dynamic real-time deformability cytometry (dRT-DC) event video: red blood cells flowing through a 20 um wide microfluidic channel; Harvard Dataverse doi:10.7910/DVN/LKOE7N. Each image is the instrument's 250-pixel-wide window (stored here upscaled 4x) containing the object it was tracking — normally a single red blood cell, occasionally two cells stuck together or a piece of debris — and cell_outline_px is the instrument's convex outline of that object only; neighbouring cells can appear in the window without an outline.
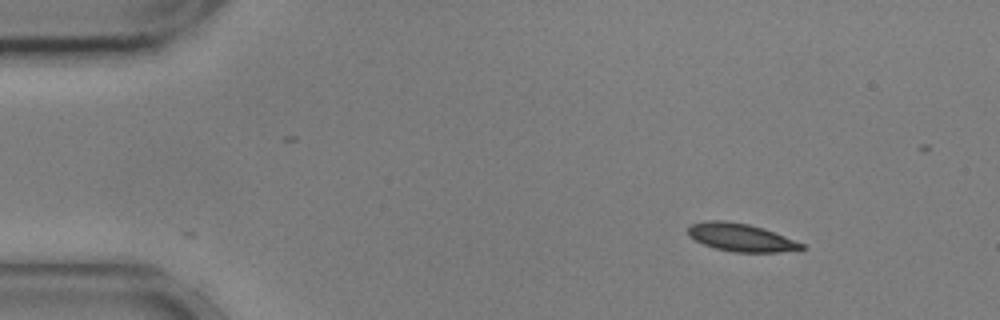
{"species": "common noctule bat (a hibernating species)", "species_latin": "Nyctalus noctula", "temperature_condition": "cold", "stored_images_in_passage": 2, "camera_frame_rate_fps": 3000, "um_per_image_px": 0.085, "animal": {"sex": "male", "body_mass_g": 17.9, "forearm_length_mm": 54.2}, "frame": {"image": 1, "passage_image": 1, "time_ms": 0.0, "image_size_px": [1000, 320], "cell_outline_px": [[808, 248], [780, 252], [732, 252], [716, 248], [704, 244], [688, 236], [688, 224], [704, 220], [728, 220], [748, 224], [764, 228], [804, 244]], "centroid_in_image_um": [62.95, 20.17], "position_along_channel_um": 22.1, "area_um2": 18.61}}